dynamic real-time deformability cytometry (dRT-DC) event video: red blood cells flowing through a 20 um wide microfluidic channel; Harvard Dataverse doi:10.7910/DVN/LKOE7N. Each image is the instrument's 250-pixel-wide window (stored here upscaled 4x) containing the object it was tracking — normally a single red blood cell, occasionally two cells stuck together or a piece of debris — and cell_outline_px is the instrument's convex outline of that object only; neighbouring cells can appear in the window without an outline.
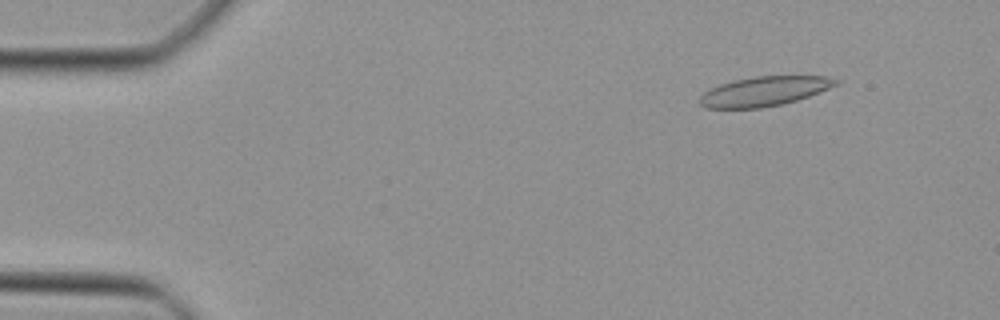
{"species": "Egyptian fruit bat (a non-hibernating species)", "species_latin": "Rousettus aegyptiacus", "temperature_condition": "cold", "stored_images_in_passage": 44, "camera_frame_rate_fps": 3000, "um_per_image_px": 0.085, "animal": {"sex": "female"}, "frame": {"image": 1, "passage_image": 2, "time_ms": 0.333, "image_size_px": [1000, 320], "cell_outline_px": [[844, 80], [840, 84], [820, 92], [784, 104], [760, 108], [708, 108], [700, 104], [700, 96], [704, 92], [720, 84], [736, 80], [756, 76], [828, 76]], "centroid_in_image_um": [65.05, 7.75], "position_along_channel_um": 20.0, "area_um2": 23.47}}
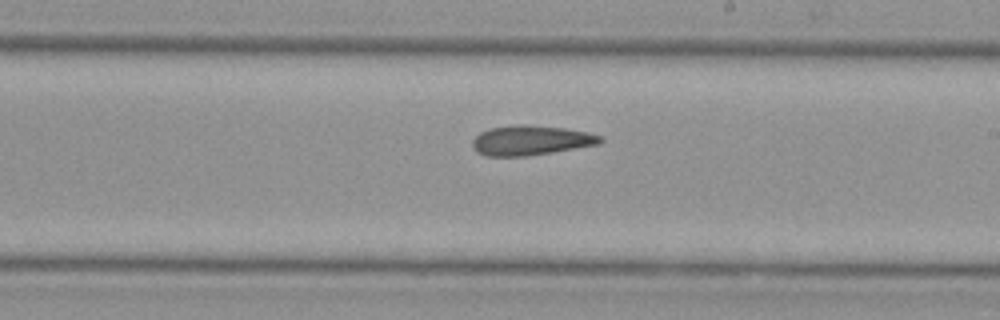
{"frame": {"image": 2, "passage_image": 24, "time_ms": 7.667, "image_size_px": [1000, 320], "cell_outline_px": [[604, 140], [600, 144], [552, 152], [524, 156], [484, 156], [476, 152], [472, 144], [472, 140], [480, 132], [492, 128], [520, 124], [524, 124], [564, 128], [588, 132], [604, 136]], "centroid_in_image_um": [45.14, 11.93], "position_along_channel_um": 243.9, "area_um2": 22.2}}
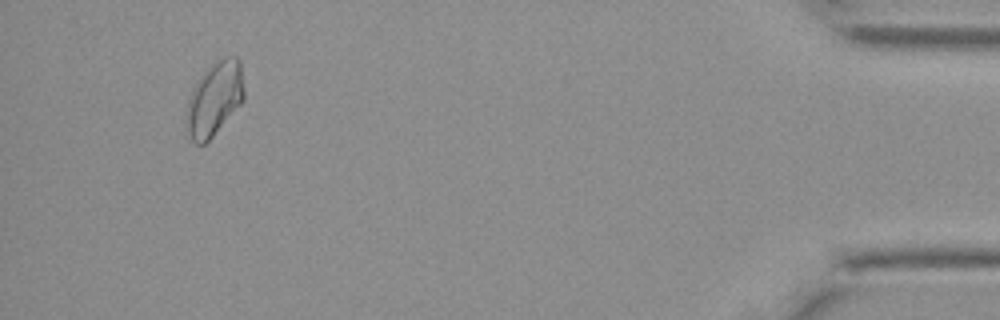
{"frame": {"image": 3, "passage_image": 41, "time_ms": 13.333, "image_size_px": [1000, 320], "cell_outline_px": [[244, 100], [212, 136], [204, 144], [196, 144], [188, 136], [184, 124], [184, 112], [188, 96], [192, 88], [200, 76], [212, 64], [224, 56], [236, 56], [240, 60], [244, 88]], "centroid_in_image_um": [18.18, 8.4], "position_along_channel_um": 417.0, "area_um2": 25.2}}